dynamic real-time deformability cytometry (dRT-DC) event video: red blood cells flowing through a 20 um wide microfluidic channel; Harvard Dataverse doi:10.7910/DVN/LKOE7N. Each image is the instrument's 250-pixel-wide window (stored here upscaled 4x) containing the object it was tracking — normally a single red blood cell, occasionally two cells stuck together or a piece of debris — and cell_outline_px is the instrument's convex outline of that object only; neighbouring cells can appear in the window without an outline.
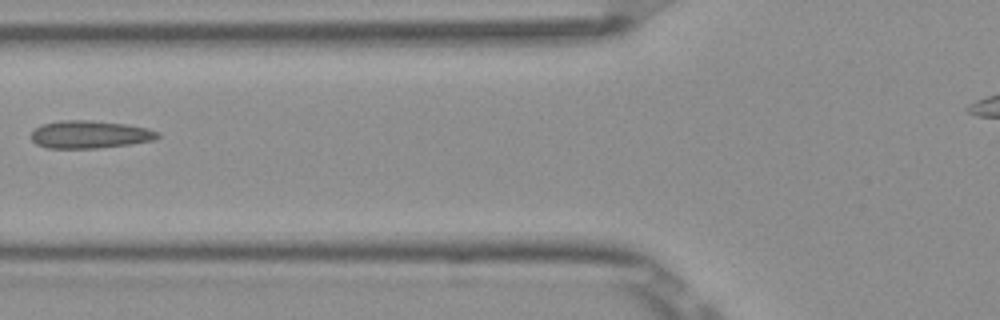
{"species": "Egyptian fruit bat (a non-hibernating species)", "species_latin": "Rousettus aegyptiacus", "temperature_condition": "room temperature", "stored_images_in_passage": 8, "camera_frame_rate_fps": 3000, "um_per_image_px": 0.085, "frame": {"image": 1, "passage_image": 6, "time_ms": 1.667, "image_size_px": [1000, 320], "cell_outline_px": [[160, 136], [156, 140], [128, 144], [96, 148], [48, 148], [36, 144], [32, 140], [32, 132], [36, 128], [44, 124], [64, 120], [88, 120], [124, 124], [148, 128], [160, 132]], "centroid_in_image_um": [7.67, 11.43], "position_along_channel_um": 118.1, "area_um2": 20.23}}
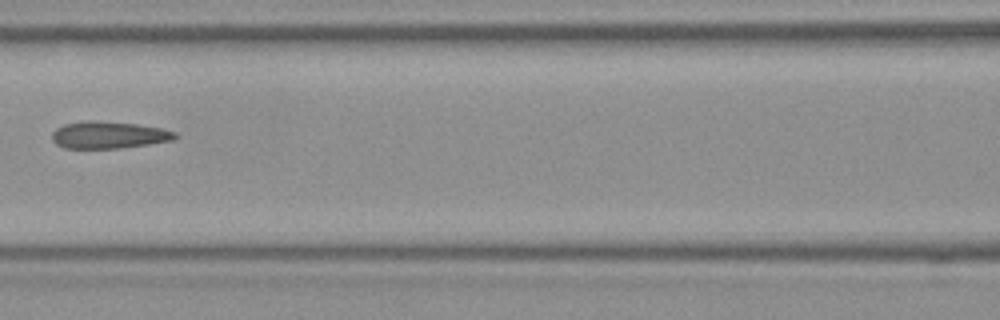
{"frame": {"image": 2, "passage_image": 7, "time_ms": 2.0, "image_size_px": [1000, 320], "cell_outline_px": [[176, 136], [172, 140], [148, 144], [120, 148], [64, 148], [56, 144], [52, 140], [52, 132], [56, 128], [64, 124], [84, 120], [92, 120], [136, 124], [160, 128], [176, 132]], "centroid_in_image_um": [9.18, 11.47], "position_along_channel_um": 157.4, "area_um2": 19.31}}
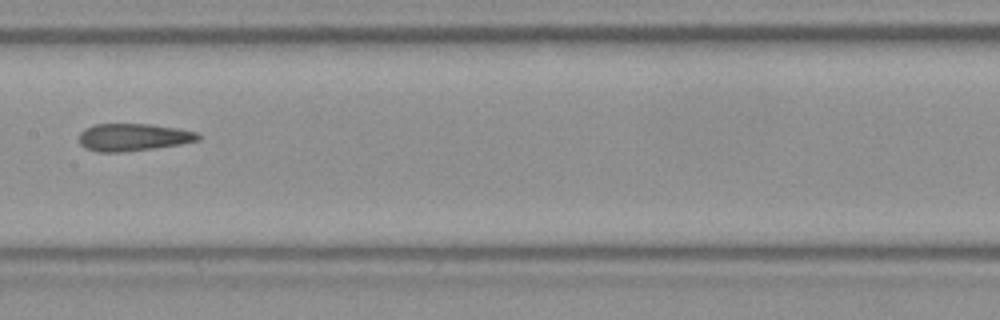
{"frame": {"image": 3, "passage_image": 8, "time_ms": 2.333, "image_size_px": [1000, 320], "cell_outline_px": [[200, 140], [180, 144], [156, 148], [124, 152], [96, 152], [84, 148], [80, 144], [80, 132], [84, 128], [92, 124], [152, 124], [176, 128], [196, 132], [200, 136]], "centroid_in_image_um": [11.29, 11.67], "position_along_channel_um": 196.1, "area_um2": 19.19}}